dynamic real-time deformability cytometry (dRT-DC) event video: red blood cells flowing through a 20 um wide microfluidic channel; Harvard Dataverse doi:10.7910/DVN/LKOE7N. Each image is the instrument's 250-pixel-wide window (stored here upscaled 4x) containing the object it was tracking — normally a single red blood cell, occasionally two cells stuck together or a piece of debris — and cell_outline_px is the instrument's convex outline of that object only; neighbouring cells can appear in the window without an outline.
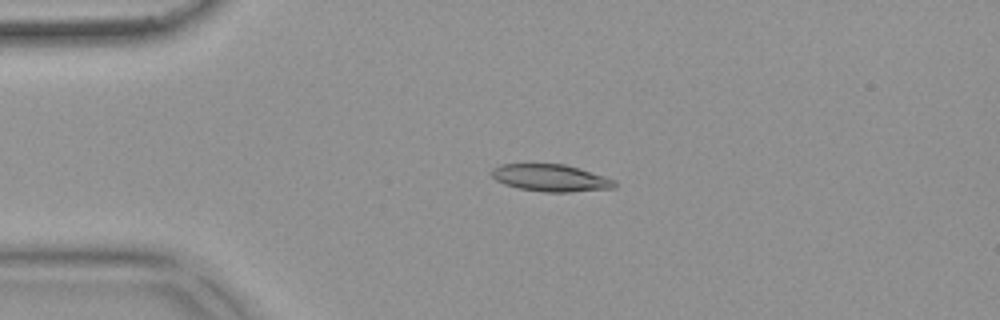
{"species": "common noctule bat (a hibernating species)", "species_latin": "Nyctalus noctula", "temperature_condition": "warm", "stored_images_in_passage": 52, "camera_frame_rate_fps": 3000, "um_per_image_px": 0.085, "animal": {"sex": "female", "body_mass_g": 18.4}, "frame": {"image": 1, "passage_image": 12, "time_ms": 3.667, "image_size_px": [1000, 320], "cell_outline_px": [[616, 188], [568, 192], [544, 192], [516, 188], [504, 184], [496, 180], [488, 172], [492, 168], [500, 164], [564, 164], [604, 176], [616, 180]], "centroid_in_image_um": [46.77, 15.13], "position_along_channel_um": 38.2, "area_um2": 19.54}}
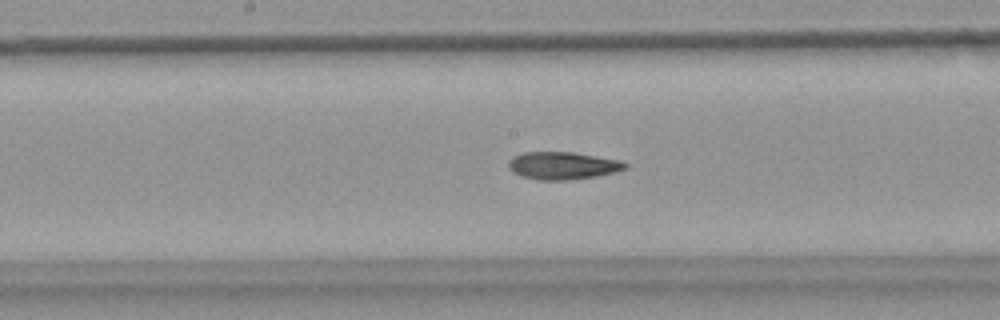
{"frame": {"image": 2, "passage_image": 27, "time_ms": 8.667, "image_size_px": [1000, 320], "cell_outline_px": [[628, 168], [616, 172], [596, 176], [568, 180], [540, 180], [520, 176], [512, 172], [508, 168], [508, 160], [512, 156], [524, 152], [572, 152], [620, 160], [628, 164]], "centroid_in_image_um": [47.81, 14.08], "position_along_channel_um": 200.4, "area_um2": 18.9}}
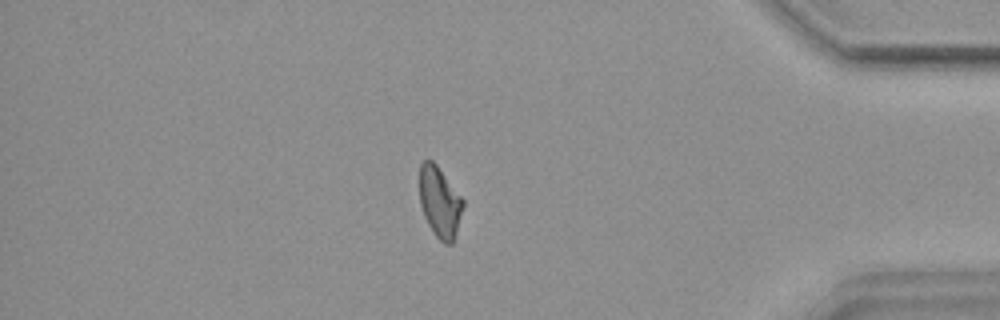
{"frame": {"image": 3, "passage_image": 45, "time_ms": 14.667, "image_size_px": [1000, 320], "cell_outline_px": [[464, 204], [456, 236], [452, 244], [444, 244], [436, 236], [428, 224], [424, 216], [420, 204], [420, 164], [424, 160], [432, 160], [436, 164], [464, 200]], "centroid_in_image_um": [37.39, 17.2], "position_along_channel_um": 397.8, "area_um2": 17.92}, "authors_computed_cell_mechanics": {"area_um2": 18.5249, "velocity_mm_per_s": 3.8679, "shape_relaxation_time_tau1_ms": null, "shape_relaxation_time_tau2_ms": 9.5433, "deformation_change_tau1": null, "deformation_change_tau2": 0.1899}}